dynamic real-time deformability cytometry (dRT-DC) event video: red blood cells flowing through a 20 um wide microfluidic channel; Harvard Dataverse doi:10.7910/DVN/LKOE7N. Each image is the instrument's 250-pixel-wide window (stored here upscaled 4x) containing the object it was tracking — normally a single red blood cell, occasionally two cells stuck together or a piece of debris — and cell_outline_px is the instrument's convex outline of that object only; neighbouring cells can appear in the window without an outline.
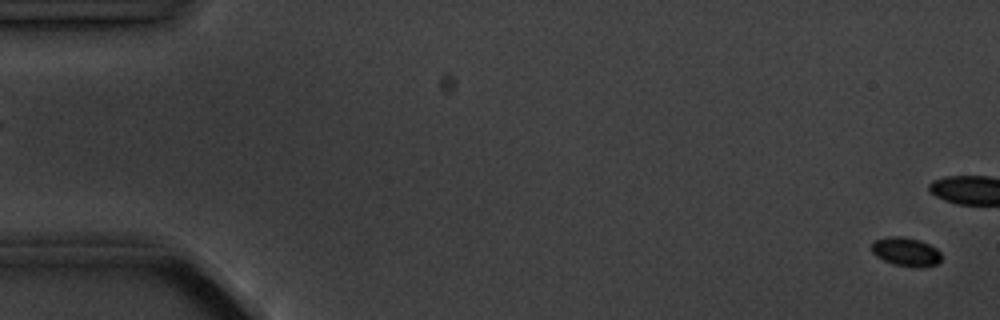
{"species": "common noctule bat (a hibernating species)", "species_latin": "Nyctalus noctula", "temperature_condition": "cold", "stored_images_in_passage": 5, "segment_of_instrument_passage": [2, 2], "camera_frame_rate_fps": 3000, "um_per_image_px": 0.085, "animal": {"sex": "male", "body_mass_g": 20.1, "forearm_length_mm": 53.5}, "frame": {"image": 1, "passage_image": 5, "time_ms": 5.667, "image_size_px": [1000, 320], "cell_outline_px": [[940, 260], [936, 264], [920, 268], [916, 268], [892, 264], [876, 256], [872, 252], [872, 244], [876, 240], [888, 236], [900, 236], [920, 240], [936, 248], [940, 252]], "centroid_in_image_um": [77.0, 21.41], "position_along_channel_um": 8.0, "area_um2": 11.68}}